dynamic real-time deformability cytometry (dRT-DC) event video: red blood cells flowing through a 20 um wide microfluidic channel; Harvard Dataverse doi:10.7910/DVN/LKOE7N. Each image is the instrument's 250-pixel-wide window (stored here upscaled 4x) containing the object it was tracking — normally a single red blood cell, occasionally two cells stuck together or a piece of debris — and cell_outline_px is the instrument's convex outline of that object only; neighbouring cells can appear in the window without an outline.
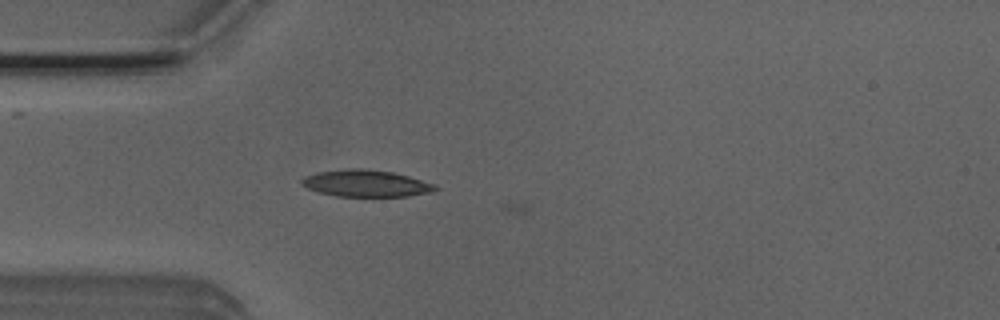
{"species": "Egyptian fruit bat (a non-hibernating species)", "species_latin": "Rousettus aegyptiacus", "temperature_condition": "room temperature", "stored_images_in_passage": 3, "camera_frame_rate_fps": 3000, "um_per_image_px": 0.085, "animal": {"sex": "male"}, "frame": {"image": 1, "passage_image": 2, "time_ms": 0.333, "image_size_px": [1000, 320], "cell_outline_px": [[440, 188], [432, 192], [408, 196], [336, 196], [320, 192], [308, 188], [300, 184], [300, 180], [304, 176], [316, 172], [352, 168], [364, 168], [392, 172], [408, 176], [436, 184]], "centroid_in_image_um": [31.11, 15.58], "position_along_channel_um": 53.9, "area_um2": 20.92}}